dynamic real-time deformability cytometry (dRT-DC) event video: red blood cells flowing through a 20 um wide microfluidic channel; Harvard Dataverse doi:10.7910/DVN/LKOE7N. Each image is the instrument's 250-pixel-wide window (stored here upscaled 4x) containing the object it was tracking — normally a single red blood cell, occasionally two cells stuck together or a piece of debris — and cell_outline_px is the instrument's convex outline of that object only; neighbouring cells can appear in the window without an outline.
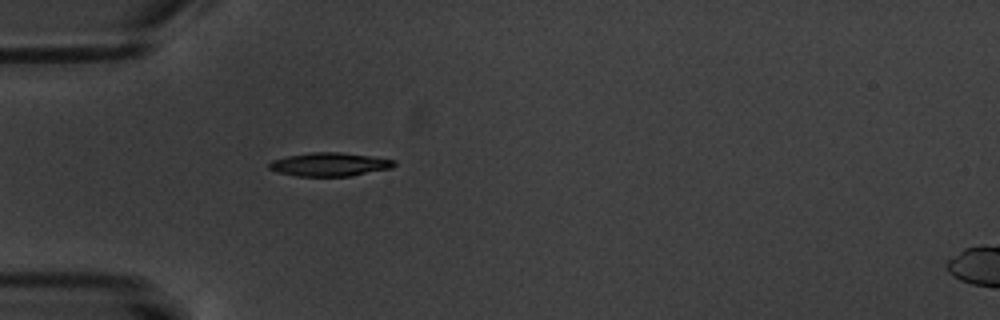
{"species": "common noctule bat (a hibernating species)", "species_latin": "Nyctalus noctula", "temperature_condition": "warm", "stored_images_in_passage": 2, "segment_of_instrument_passage": [1, 2], "camera_frame_rate_fps": 3000, "um_per_image_px": 0.085, "animal": {"sex": "male", "body_mass_g": 20.1, "forearm_length_mm": 53.5}, "frame": {"image": 1, "passage_image": 1, "time_ms": 0.0, "image_size_px": [1000, 320], "cell_outline_px": [[396, 164], [392, 168], [352, 176], [296, 176], [280, 172], [268, 168], [268, 164], [272, 160], [288, 156], [312, 152], [340, 152], [396, 160]], "centroid_in_image_um": [28.04, 13.98], "position_along_channel_um": 57.0, "area_um2": 17.05}}